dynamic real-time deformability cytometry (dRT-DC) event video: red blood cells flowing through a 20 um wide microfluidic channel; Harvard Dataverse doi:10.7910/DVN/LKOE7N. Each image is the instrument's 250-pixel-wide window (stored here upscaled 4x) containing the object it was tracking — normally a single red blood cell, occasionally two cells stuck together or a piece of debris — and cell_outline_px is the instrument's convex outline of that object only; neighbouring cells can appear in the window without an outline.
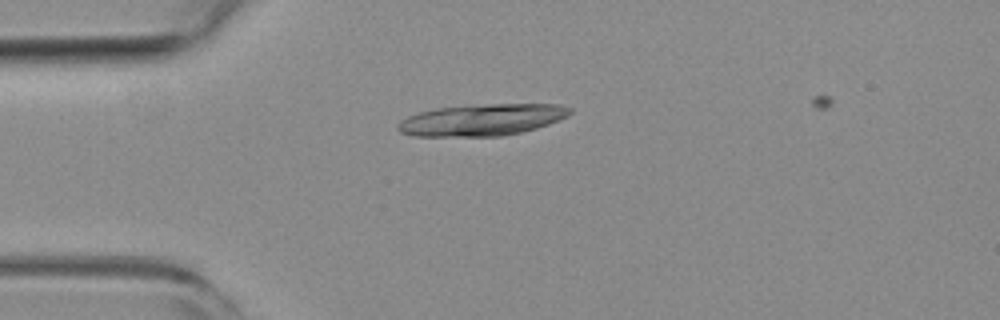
{"species": "common noctule bat (a hibernating species)", "species_latin": "Nyctalus noctula", "temperature_condition": "room temperature", "stored_images_in_passage": 33, "camera_frame_rate_fps": 3000, "um_per_image_px": 0.085, "animal": {"sex": "female", "body_mass_g": 19.3, "forearm_length_mm": 54.1}, "frame": {"image": 1, "passage_image": 1, "time_ms": 0.0, "image_size_px": [1000, 320], "cell_outline_px": [[572, 112], [568, 116], [560, 120], [536, 128], [520, 132], [500, 136], [416, 136], [400, 132], [396, 128], [396, 124], [400, 120], [408, 116], [420, 112], [436, 108], [488, 104], [560, 104], [572, 108]], "centroid_in_image_um": [40.97, 10.18], "position_along_channel_um": 44.0, "area_um2": 31.73}}